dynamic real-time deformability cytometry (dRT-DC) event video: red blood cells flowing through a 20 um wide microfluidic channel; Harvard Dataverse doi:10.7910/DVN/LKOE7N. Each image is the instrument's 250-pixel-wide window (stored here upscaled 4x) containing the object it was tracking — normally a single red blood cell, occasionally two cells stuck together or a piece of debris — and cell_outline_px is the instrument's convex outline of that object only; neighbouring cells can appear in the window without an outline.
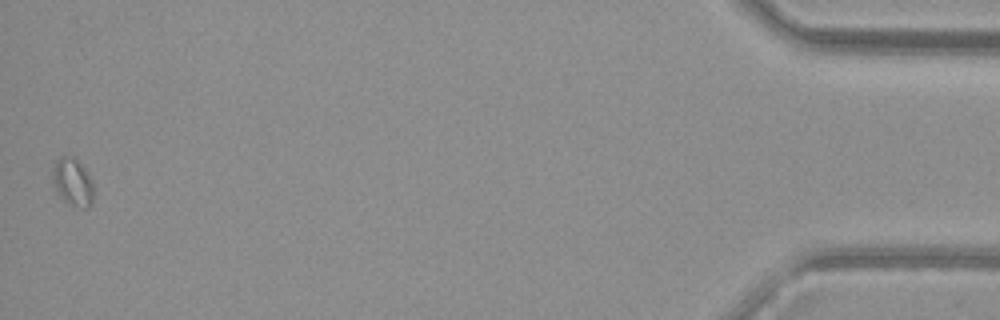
{"species": "common noctule bat (a hibernating species)", "species_latin": "Nyctalus noctula", "temperature_condition": "warm", "stored_images_in_passage": 39, "camera_frame_rate_fps": 3000, "um_per_image_px": 0.085, "animal": {"sex": "female", "body_mass_g": 29.2, "forearm_length_mm": 56.3}, "frame": {"image": 1, "passage_image": 39, "time_ms": 12.667, "image_size_px": [1000, 320], "cell_outline_px": [[92, 204], [88, 208], [84, 208], [68, 204], [56, 192], [52, 184], [52, 172], [56, 160], [60, 156], [72, 156], [84, 168], [92, 180]], "centroid_in_image_um": [6.15, 15.49], "position_along_channel_um": 429.1, "area_um2": 11.39}}